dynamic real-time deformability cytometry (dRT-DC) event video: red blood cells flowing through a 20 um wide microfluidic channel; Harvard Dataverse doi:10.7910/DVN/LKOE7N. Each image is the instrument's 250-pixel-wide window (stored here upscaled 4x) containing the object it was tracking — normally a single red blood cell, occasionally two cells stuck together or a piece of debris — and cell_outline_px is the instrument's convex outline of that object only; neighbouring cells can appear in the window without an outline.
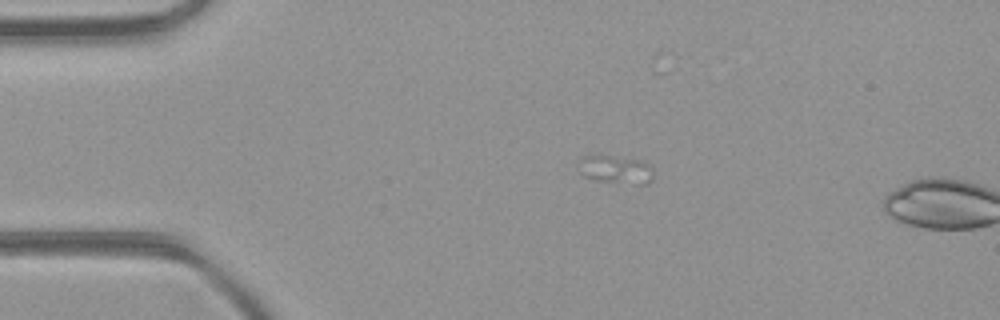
{"species": "common noctule bat (a hibernating species)", "species_latin": "Nyctalus noctula", "temperature_condition": "room temperature", "stored_images_in_passage": 13, "camera_frame_rate_fps": 3000, "um_per_image_px": 0.085, "animal": {"sex": "female", "body_mass_g": 21.9}, "frame": {"image": 1, "passage_image": 11, "time_ms": 3.333, "image_size_px": [1000, 320], "cell_outline_px": [[652, 180], [648, 184], [636, 184], [596, 180], [584, 176], [580, 172], [580, 160], [584, 156], [612, 156], [636, 160], [648, 164], [652, 172]], "centroid_in_image_um": [52.34, 14.43], "position_along_channel_um": 32.7, "area_um2": 11.85}}